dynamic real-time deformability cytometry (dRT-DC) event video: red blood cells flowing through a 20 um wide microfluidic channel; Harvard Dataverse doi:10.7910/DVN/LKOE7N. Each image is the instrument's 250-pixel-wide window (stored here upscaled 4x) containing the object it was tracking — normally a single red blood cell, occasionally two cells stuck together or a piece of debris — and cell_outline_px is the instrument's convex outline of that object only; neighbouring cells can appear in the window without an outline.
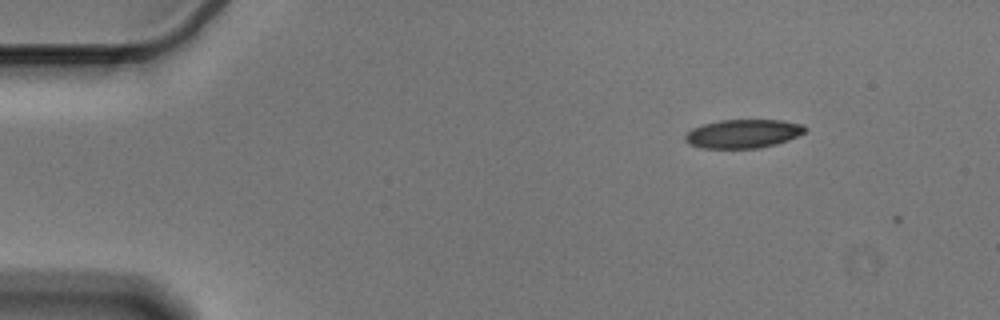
{"species": "Egyptian fruit bat (a non-hibernating species)", "species_latin": "Rousettus aegyptiacus", "temperature_condition": "cold", "stored_images_in_passage": 3, "camera_frame_rate_fps": 3000, "um_per_image_px": 0.085, "animal": {"sex": "male"}, "frame": {"image": 1, "passage_image": 2, "time_ms": 0.333, "image_size_px": [1000, 320], "cell_outline_px": [[808, 128], [804, 132], [788, 140], [776, 144], [760, 148], [700, 148], [688, 144], [684, 140], [684, 136], [692, 128], [704, 124], [720, 120], [784, 120], [804, 124]], "centroid_in_image_um": [63.17, 11.36], "position_along_channel_um": 21.8, "area_um2": 20.17}}